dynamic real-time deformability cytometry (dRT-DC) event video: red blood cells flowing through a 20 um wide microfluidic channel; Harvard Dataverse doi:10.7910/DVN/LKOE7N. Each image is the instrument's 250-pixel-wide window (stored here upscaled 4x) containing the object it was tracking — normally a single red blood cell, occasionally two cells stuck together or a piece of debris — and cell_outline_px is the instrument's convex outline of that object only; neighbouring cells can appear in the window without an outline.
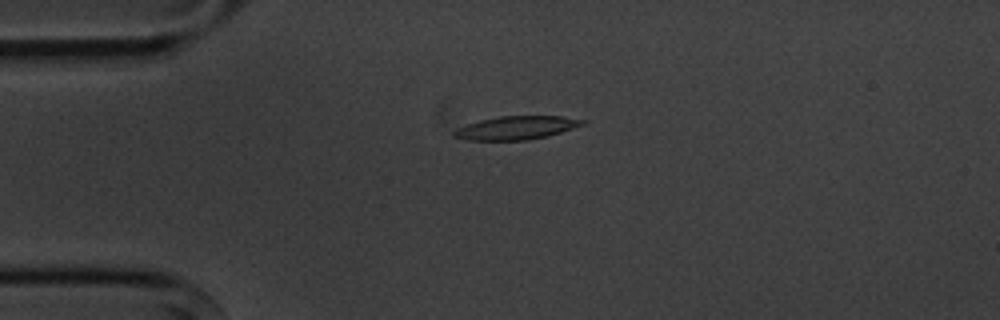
{"species": "common noctule bat (a hibernating species)", "species_latin": "Nyctalus noctula", "temperature_condition": "cold", "stored_images_in_passage": 4, "camera_frame_rate_fps": 3000, "um_per_image_px": 0.085, "animal": {"sex": "male", "body_mass_g": 20.1, "forearm_length_mm": 53.5}, "frame": {"image": 1, "passage_image": 3, "time_ms": 3.333, "image_size_px": [1000, 320], "cell_outline_px": [[588, 124], [548, 136], [528, 140], [464, 140], [452, 136], [452, 132], [456, 128], [480, 120], [500, 116], [560, 116], [588, 120]], "centroid_in_image_um": [43.92, 10.86], "position_along_channel_um": 41.1, "area_um2": 17.74}}